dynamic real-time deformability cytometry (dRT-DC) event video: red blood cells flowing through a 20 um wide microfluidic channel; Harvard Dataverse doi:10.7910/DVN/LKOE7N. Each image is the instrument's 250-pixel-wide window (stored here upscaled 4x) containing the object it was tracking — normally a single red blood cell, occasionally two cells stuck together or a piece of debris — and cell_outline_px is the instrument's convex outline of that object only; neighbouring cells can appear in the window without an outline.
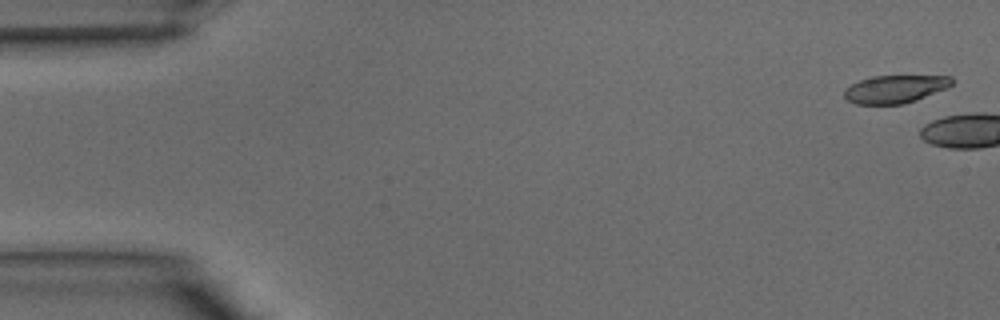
{"species": "common noctule bat (a hibernating species)", "species_latin": "Nyctalus noctula", "temperature_condition": "warm", "stored_images_in_passage": 3, "camera_frame_rate_fps": 3000, "um_per_image_px": 0.085, "animal": {"sex": "male", "body_mass_g": 15.6}, "frame": {"image": 1, "passage_image": 1, "time_ms": 0.0, "image_size_px": [1000, 320], "cell_outline_px": [[952, 84], [948, 88], [916, 100], [904, 104], [856, 104], [848, 100], [844, 96], [844, 88], [860, 80], [872, 76], [952, 76]], "centroid_in_image_um": [76.08, 7.57], "position_along_channel_um": 8.9, "area_um2": 17.46}}